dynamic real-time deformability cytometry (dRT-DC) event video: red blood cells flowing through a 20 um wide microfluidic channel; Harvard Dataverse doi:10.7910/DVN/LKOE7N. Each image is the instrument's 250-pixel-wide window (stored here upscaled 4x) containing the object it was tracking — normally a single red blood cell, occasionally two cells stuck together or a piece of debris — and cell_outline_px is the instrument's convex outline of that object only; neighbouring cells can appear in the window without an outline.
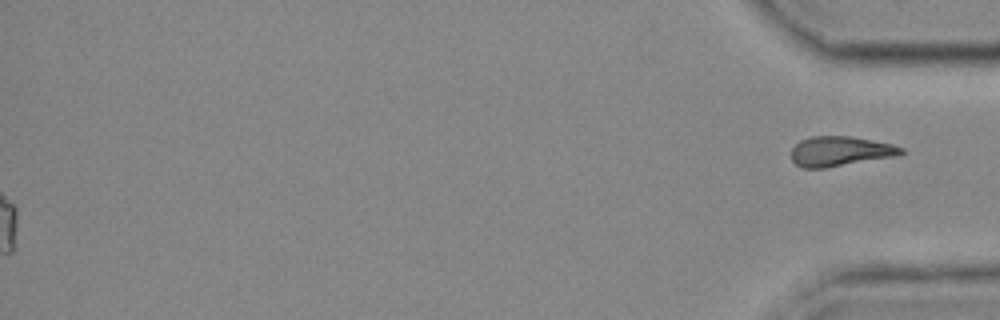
{"species": "common noctule bat (a hibernating species)", "species_latin": "Nyctalus noctula", "temperature_condition": "cold", "stored_images_in_passage": 58, "segment_of_instrument_passage": [2, 2], "camera_frame_rate_fps": 3000, "um_per_image_px": 0.085, "animal": {"sex": "female", "body_mass_g": 25.1}, "frame": {"image": 1, "passage_image": 58, "time_ms": 19.0, "image_size_px": [1000, 320], "cell_outline_px": [[904, 152], [892, 156], [824, 168], [804, 168], [796, 164], [792, 160], [792, 148], [800, 140], [808, 136], [852, 136], [892, 144], [904, 148]], "centroid_in_image_um": [71.37, 12.84], "position_along_channel_um": 363.8, "area_um2": 18.84}}